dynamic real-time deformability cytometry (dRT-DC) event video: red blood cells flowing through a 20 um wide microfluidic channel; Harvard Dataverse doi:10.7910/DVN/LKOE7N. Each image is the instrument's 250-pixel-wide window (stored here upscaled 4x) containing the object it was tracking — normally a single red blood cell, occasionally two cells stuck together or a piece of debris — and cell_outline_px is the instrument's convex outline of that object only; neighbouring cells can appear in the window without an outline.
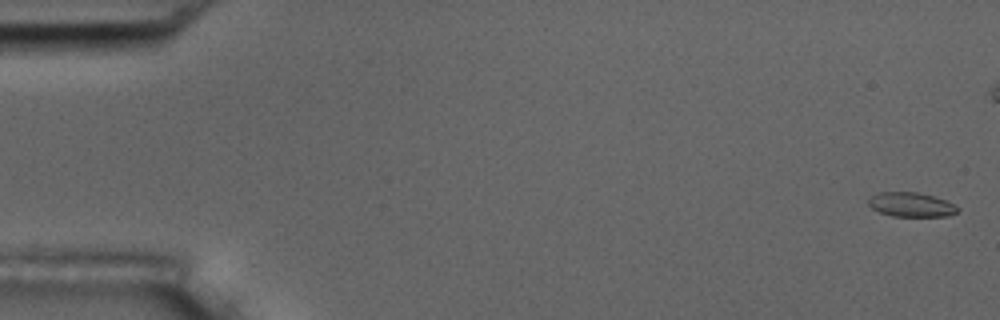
{"species": "common noctule bat (a hibernating species)", "species_latin": "Nyctalus noctula", "temperature_condition": "room temperature", "stored_images_in_passage": 16, "camera_frame_rate_fps": 3000, "um_per_image_px": 0.085, "animal": {"sex": "male", "body_mass_g": 17.5, "forearm_length_mm": 52.3}, "frame": {"image": 1, "passage_image": 1, "time_ms": 0.0, "image_size_px": [1000, 320], "cell_outline_px": [[960, 208], [956, 212], [948, 216], [892, 216], [880, 212], [872, 208], [868, 204], [868, 196], [876, 192], [916, 192], [932, 196], [944, 200]], "centroid_in_image_um": [77.38, 17.38], "position_along_channel_um": 7.6, "area_um2": 12.6}}
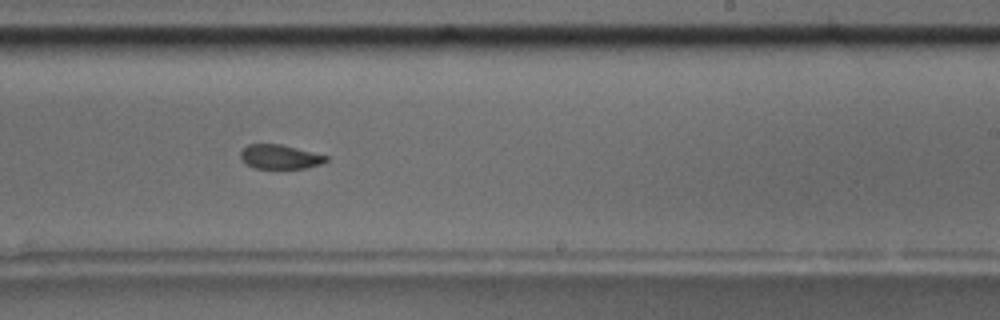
{"frame": {"image": 2, "passage_image": 10, "time_ms": 11.0, "image_size_px": [1000, 320], "cell_outline_px": [[328, 160], [320, 164], [304, 168], [256, 168], [248, 164], [240, 156], [240, 152], [248, 144], [280, 144], [328, 156]], "centroid_in_image_um": [23.8, 13.32], "position_along_channel_um": 265.2, "area_um2": 11.79}, "authors_computed_cell_mechanics": {"area_um2": 13.1206, "velocity_mm_per_s": 3.6557, "shape_relaxation_time_tau1_ms": 2.7311, "shape_relaxation_time_tau2_ms": 1.2437, "deformation_change_tau1": 0.1126, "deformation_change_tau2": 0.058}}